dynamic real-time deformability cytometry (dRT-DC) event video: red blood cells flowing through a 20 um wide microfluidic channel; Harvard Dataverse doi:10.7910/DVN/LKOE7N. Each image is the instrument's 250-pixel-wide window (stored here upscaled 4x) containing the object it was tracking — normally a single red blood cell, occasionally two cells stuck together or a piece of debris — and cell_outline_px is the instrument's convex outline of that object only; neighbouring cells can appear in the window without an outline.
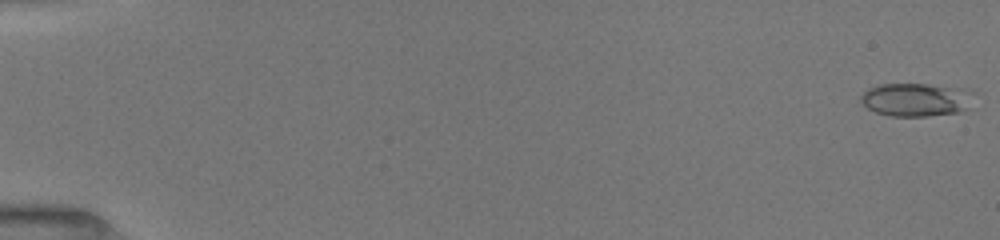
{"species": "common noctule bat (a hibernating species)", "species_latin": "Nyctalus noctula", "temperature_condition": "room temperature", "stored_images_in_passage": 63, "camera_frame_rate_fps": 3000, "um_per_image_px": 0.085, "animal": {"sex": "female", "body_mass_g": 19.5, "forearm_length_mm": 54.1}, "frame": {"image": 1, "passage_image": 1, "time_ms": 0.0, "image_size_px": [1000, 240], "cell_outline_px": [[964, 108], [960, 112], [928, 116], [892, 116], [876, 112], [868, 108], [860, 100], [860, 96], [868, 88], [880, 84], [928, 84], [964, 88]], "centroid_in_image_um": [77.67, 8.47], "position_along_channel_um": 7.3, "area_um2": 20.98}}
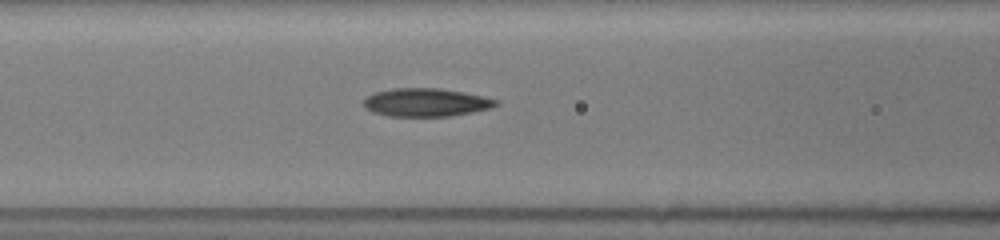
{"frame": {"image": 2, "passage_image": 33, "time_ms": 7.333, "image_size_px": [1000, 240], "cell_outline_px": [[500, 104], [492, 108], [452, 116], [388, 116], [372, 112], [364, 108], [364, 100], [372, 92], [392, 88], [440, 88], [464, 92], [484, 96], [500, 100]], "centroid_in_image_um": [36.23, 8.7], "position_along_channel_um": 130.4, "area_um2": 22.08}}
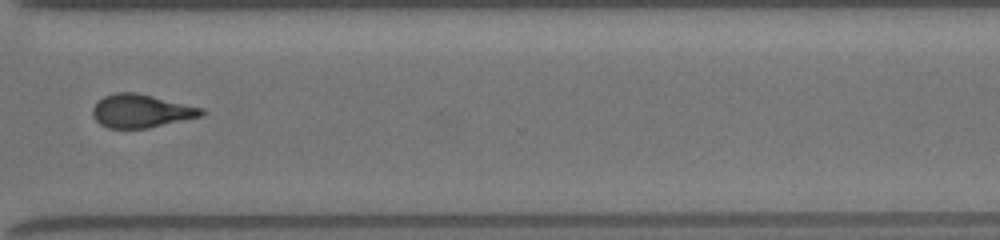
{"frame": {"image": 3, "passage_image": 62, "time_ms": 13.0, "image_size_px": [1000, 240], "cell_outline_px": [[208, 112], [204, 116], [148, 128], [108, 128], [100, 124], [92, 116], [92, 108], [104, 96], [116, 92], [136, 92], [204, 108]], "centroid_in_image_um": [12.04, 9.44], "position_along_channel_um": 358.6, "area_um2": 21.27}}